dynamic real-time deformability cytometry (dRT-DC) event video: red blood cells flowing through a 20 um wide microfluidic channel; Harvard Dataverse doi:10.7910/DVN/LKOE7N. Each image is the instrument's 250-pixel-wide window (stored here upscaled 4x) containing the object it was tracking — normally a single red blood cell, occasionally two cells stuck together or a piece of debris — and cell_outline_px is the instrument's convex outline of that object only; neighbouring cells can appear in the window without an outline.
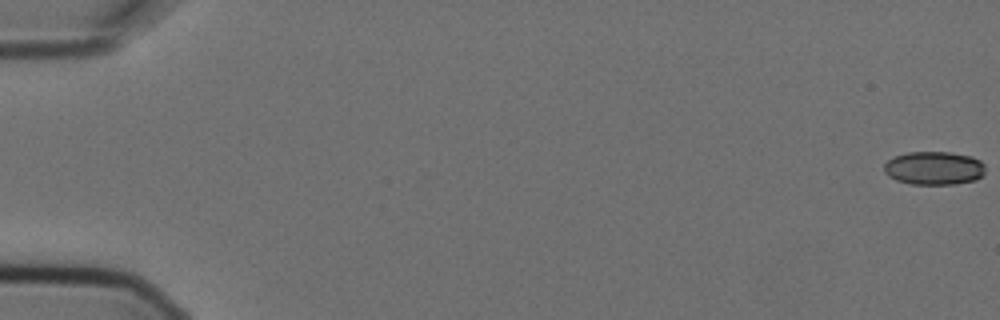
{"species": "Egyptian fruit bat (a non-hibernating species)", "species_latin": "Rousettus aegyptiacus", "temperature_condition": "cold", "stored_images_in_passage": 9, "camera_frame_rate_fps": 3000, "um_per_image_px": 0.085, "animal": {"sex": "female"}, "frame": {"image": 1, "passage_image": 1, "time_ms": 0.0, "image_size_px": [1000, 320], "cell_outline_px": [[984, 172], [976, 180], [956, 184], [912, 184], [896, 180], [888, 176], [884, 172], [884, 164], [892, 156], [908, 152], [952, 152], [972, 156], [980, 160], [984, 164]], "centroid_in_image_um": [79.38, 14.28], "position_along_channel_um": 5.6, "area_um2": 19.88}}
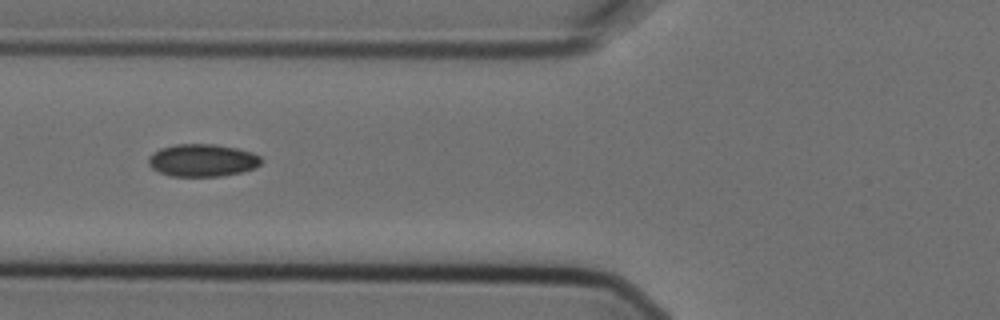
{"frame": {"image": 2, "passage_image": 7, "time_ms": 2.0, "image_size_px": [1000, 320], "cell_outline_px": [[264, 160], [256, 168], [240, 172], [220, 176], [172, 176], [160, 172], [152, 168], [148, 164], [148, 156], [152, 152], [160, 148], [176, 144], [216, 144], [236, 148], [252, 152], [260, 156]], "centroid_in_image_um": [17.21, 13.62], "position_along_channel_um": 108.6, "area_um2": 21.5}}
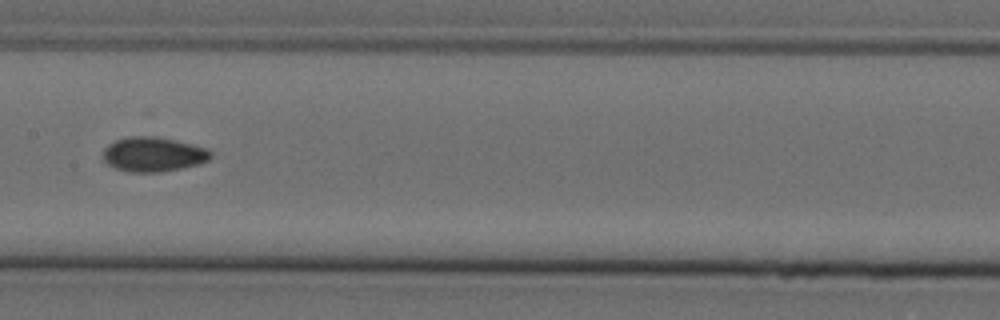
{"frame": {"image": 3, "passage_image": 9, "time_ms": 2.667, "image_size_px": [1000, 320], "cell_outline_px": [[212, 156], [208, 160], [200, 164], [160, 172], [128, 172], [116, 168], [108, 164], [104, 160], [104, 148], [108, 144], [116, 140], [128, 136], [156, 136], [176, 140], [208, 148], [212, 152]], "centroid_in_image_um": [13.05, 13.11], "position_along_channel_um": 194.4, "area_um2": 21.79}}